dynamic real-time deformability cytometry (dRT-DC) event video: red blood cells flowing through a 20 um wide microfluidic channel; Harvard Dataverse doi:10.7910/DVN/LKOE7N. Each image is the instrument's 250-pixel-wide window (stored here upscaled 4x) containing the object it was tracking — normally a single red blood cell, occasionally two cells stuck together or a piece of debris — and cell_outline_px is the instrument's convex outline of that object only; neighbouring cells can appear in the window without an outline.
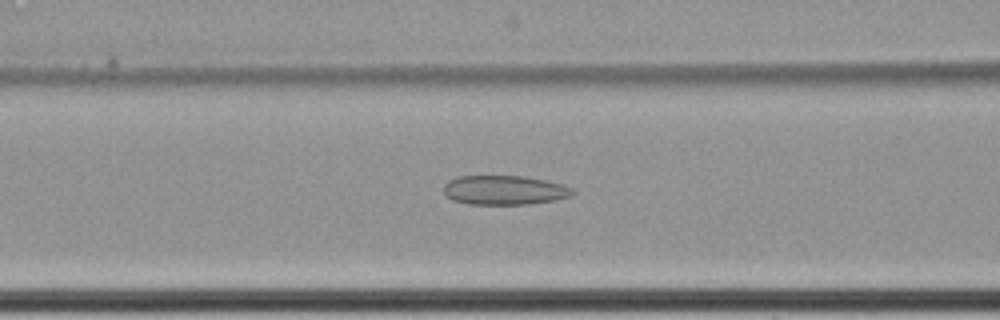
{"species": "common noctule bat (a hibernating species)", "species_latin": "Nyctalus noctula", "temperature_condition": "cold", "stored_images_in_passage": 64, "camera_frame_rate_fps": 3000, "um_per_image_px": 0.085, "animal": {"sex": "female", "body_mass_g": 22.7, "forearm_length_mm": 54.2}, "frame": {"image": 1, "passage_image": 30, "time_ms": 9.667, "image_size_px": [1000, 320], "cell_outline_px": [[576, 192], [572, 196], [552, 200], [528, 204], [468, 204], [452, 200], [444, 192], [444, 184], [448, 180], [456, 176], [524, 176], [544, 180], [560, 184], [572, 188]], "centroid_in_image_um": [42.85, 16.16], "position_along_channel_um": 123.8, "area_um2": 21.96}}
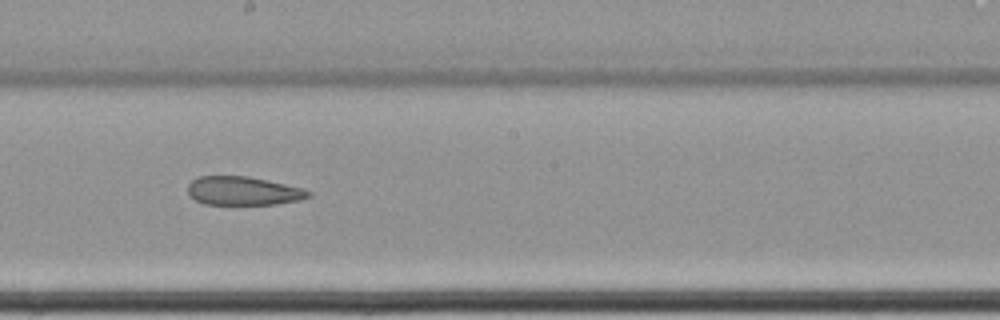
{"frame": {"image": 2, "passage_image": 39, "time_ms": 12.667, "image_size_px": [1000, 320], "cell_outline_px": [[312, 196], [300, 200], [276, 204], [204, 204], [188, 196], [188, 184], [192, 180], [200, 176], [248, 176], [304, 188], [312, 192]], "centroid_in_image_um": [20.69, 16.23], "position_along_channel_um": 227.5, "area_um2": 20.23}}
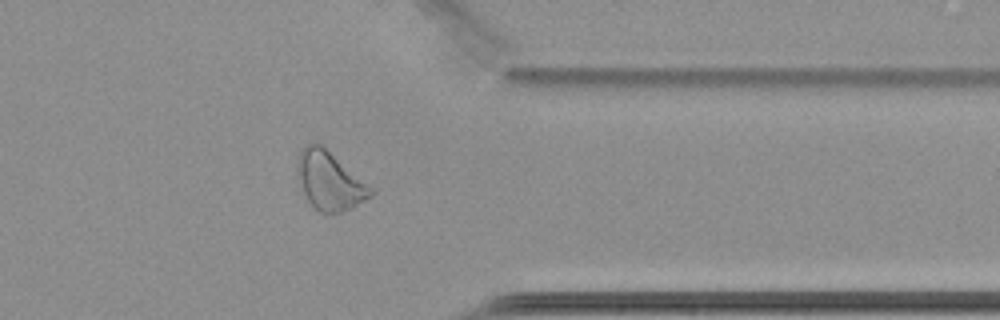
{"frame": {"image": 3, "passage_image": 53, "time_ms": 17.333, "image_size_px": [1000, 320], "cell_outline_px": [[376, 192], [372, 196], [352, 208], [340, 212], [320, 212], [308, 200], [300, 188], [296, 176], [296, 164], [300, 152], [308, 144], [316, 140], [372, 188]], "centroid_in_image_um": [27.98, 15.36], "position_along_channel_um": 383.4, "area_um2": 24.8}, "authors_computed_cell_mechanics": {"area_um2": 27.1371, "velocity_mm_per_s": 3.4639, "shape_relaxation_time_tau1_ms": null, "shape_relaxation_time_tau2_ms": 6.9665, "deformation_change_tau1": null, "deformation_change_tau2": 0.158}}